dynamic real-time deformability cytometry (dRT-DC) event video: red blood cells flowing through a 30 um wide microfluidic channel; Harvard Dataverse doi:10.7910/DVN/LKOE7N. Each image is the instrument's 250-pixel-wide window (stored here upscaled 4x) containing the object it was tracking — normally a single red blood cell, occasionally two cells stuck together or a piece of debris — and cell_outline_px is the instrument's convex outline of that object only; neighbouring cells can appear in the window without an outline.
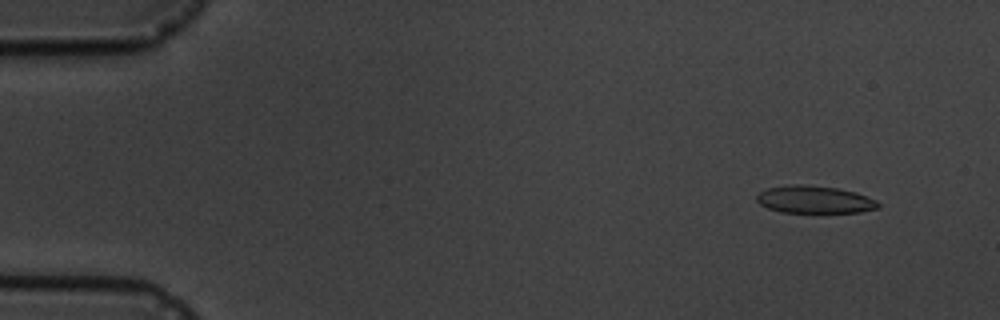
{"species": "common noctule bat (a hibernating species)", "species_latin": "Nyctalus noctula", "temperature_condition": "cold", "stored_images_in_passage": 10, "camera_frame_rate_fps": 3000, "um_per_image_px": 0.085, "animal": {"sex": "male", "body_mass_g": 19.5, "forearm_length_mm": 54.6}, "frame": {"image": 1, "passage_image": 1, "time_ms": 0.0, "image_size_px": [1000, 320], "cell_outline_px": [[880, 208], [860, 212], [780, 212], [768, 208], [760, 204], [756, 200], [756, 196], [760, 192], [768, 188], [788, 184], [800, 184], [836, 188], [856, 192], [876, 200], [880, 204]], "centroid_in_image_um": [69.23, 16.96], "position_along_channel_um": 15.8, "area_um2": 19.42}}
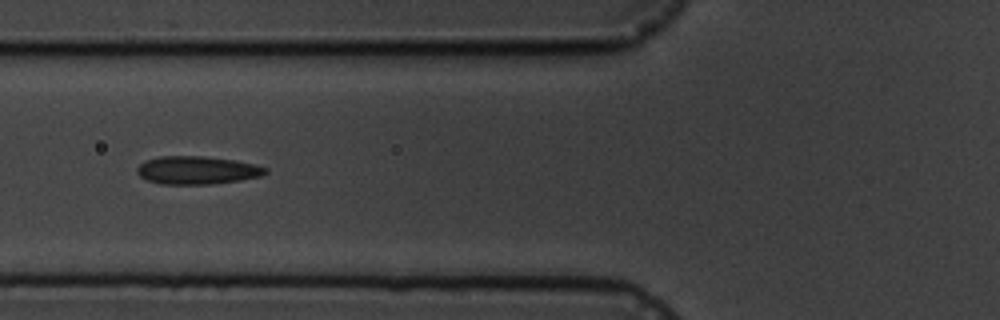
{"frame": {"image": 2, "passage_image": 6, "time_ms": 5.667, "image_size_px": [1000, 320], "cell_outline_px": [[268, 172], [264, 176], [240, 180], [212, 184], [160, 184], [148, 180], [140, 176], [136, 172], [136, 168], [144, 160], [160, 156], [204, 156], [236, 160], [256, 164], [268, 168]], "centroid_in_image_um": [16.78, 14.46], "position_along_channel_um": 109.0, "area_um2": 21.27}}
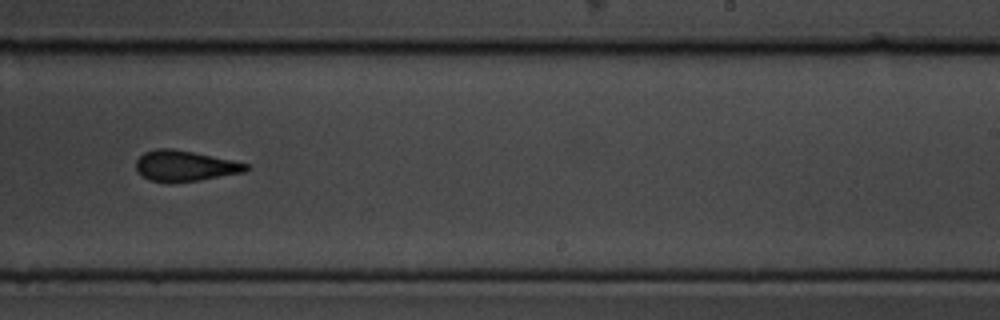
{"frame": {"image": 3, "passage_image": 10, "time_ms": 10.333, "image_size_px": [1000, 320], "cell_outline_px": [[252, 168], [244, 172], [200, 180], [152, 180], [136, 172], [136, 160], [144, 152], [156, 148], [172, 148], [232, 160], [248, 164]], "centroid_in_image_um": [15.74, 14.06], "position_along_channel_um": 273.3, "area_um2": 19.13}}